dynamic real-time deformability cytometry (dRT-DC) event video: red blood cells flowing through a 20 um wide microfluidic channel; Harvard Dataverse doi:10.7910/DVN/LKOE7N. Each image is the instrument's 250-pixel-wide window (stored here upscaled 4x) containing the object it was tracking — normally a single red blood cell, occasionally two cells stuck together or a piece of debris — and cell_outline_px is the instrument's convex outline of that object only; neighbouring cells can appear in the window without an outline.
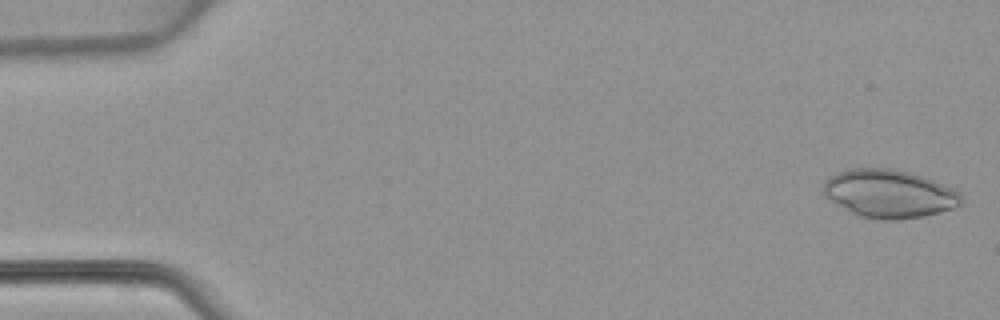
{"species": "common noctule bat (a hibernating species)", "species_latin": "Nyctalus noctula", "temperature_condition": "warm", "stored_images_in_passage": 48, "camera_frame_rate_fps": 3000, "um_per_image_px": 0.085, "animal": {"sex": "female", "body_mass_g": 22.7, "forearm_length_mm": 54.2}, "frame": {"image": 1, "passage_image": 1, "time_ms": 0.0, "image_size_px": [1000, 320], "cell_outline_px": [[960, 204], [952, 208], [940, 212], [924, 216], [896, 220], [888, 220], [860, 216], [836, 204], [824, 192], [824, 184], [828, 176], [836, 172], [852, 168], [888, 168], [908, 172], [924, 176], [952, 188], [960, 196]], "centroid_in_image_um": [75.56, 16.45], "position_along_channel_um": 9.4, "area_um2": 38.15}}